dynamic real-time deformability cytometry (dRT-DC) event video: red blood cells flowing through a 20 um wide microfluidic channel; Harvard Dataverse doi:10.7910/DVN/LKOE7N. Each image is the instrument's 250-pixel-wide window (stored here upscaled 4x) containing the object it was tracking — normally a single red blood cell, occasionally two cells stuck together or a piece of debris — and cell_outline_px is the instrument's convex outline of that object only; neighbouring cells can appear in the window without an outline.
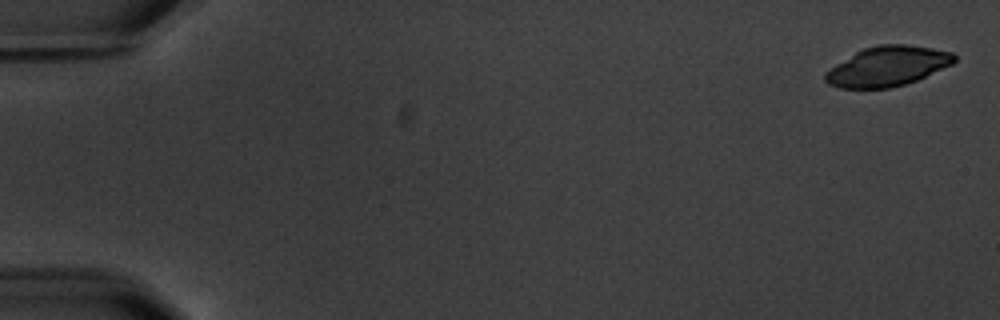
{"species": "common noctule bat (a hibernating species)", "species_latin": "Nyctalus noctula", "temperature_condition": "warm", "stored_images_in_passage": 6, "camera_frame_rate_fps": 3000, "um_per_image_px": 0.085, "animal": {"sex": "male", "body_mass_g": 20.1, "forearm_length_mm": 53.5}, "frame": {"image": 1, "passage_image": 1, "time_ms": 0.0, "image_size_px": [1000, 320], "cell_outline_px": [[956, 60], [952, 64], [916, 80], [904, 84], [888, 88], [840, 88], [828, 84], [824, 80], [824, 72], [836, 64], [856, 52], [864, 48], [880, 44], [904, 44], [932, 48], [952, 52], [956, 56]], "centroid_in_image_um": [75.42, 5.63], "position_along_channel_um": 9.6, "area_um2": 29.71}}